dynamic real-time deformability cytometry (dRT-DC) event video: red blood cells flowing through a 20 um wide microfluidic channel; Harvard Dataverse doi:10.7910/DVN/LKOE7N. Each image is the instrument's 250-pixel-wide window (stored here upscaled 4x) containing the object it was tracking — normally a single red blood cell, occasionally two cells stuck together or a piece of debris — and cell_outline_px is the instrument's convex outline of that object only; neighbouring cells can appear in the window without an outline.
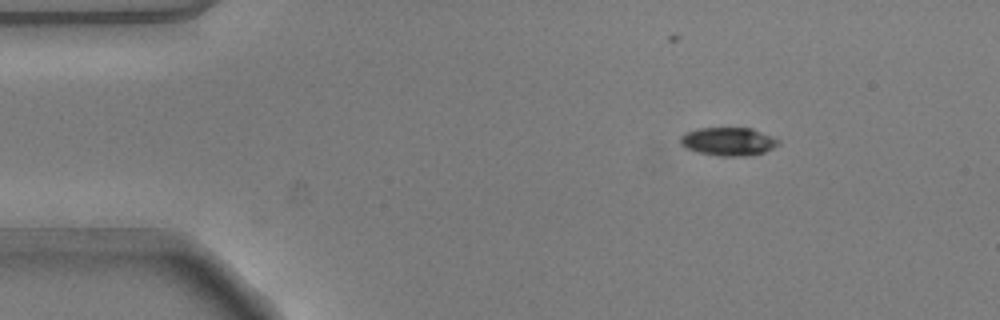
{"species": "common noctule bat (a hibernating species)", "species_latin": "Nyctalus noctula", "temperature_condition": "warm", "stored_images_in_passage": 38, "camera_frame_rate_fps": 3000, "um_per_image_px": 0.085, "animal": {"sex": "male", "body_mass_g": 20.5, "forearm_length_mm": 52.5}, "frame": {"image": 1, "passage_image": 1, "time_ms": 0.0, "image_size_px": [1000, 320], "cell_outline_px": [[780, 144], [764, 152], [752, 156], [720, 156], [700, 152], [684, 148], [680, 144], [680, 136], [688, 132], [700, 128], [752, 128], [780, 140]], "centroid_in_image_um": [61.92, 12.03], "position_along_channel_um": 23.1, "area_um2": 16.13}}
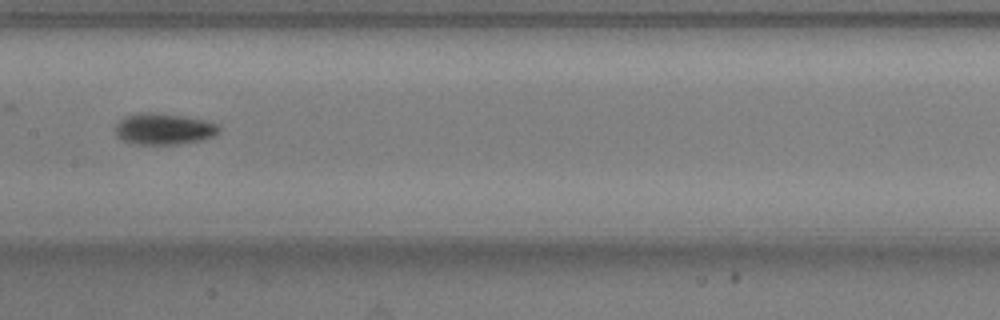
{"frame": {"image": 2, "passage_image": 20, "time_ms": 6.333, "image_size_px": [1000, 320], "cell_outline_px": [[220, 132], [216, 136], [204, 140], [180, 144], [132, 144], [120, 140], [116, 136], [116, 124], [124, 116], [148, 112], [156, 112], [184, 116], [204, 120], [220, 124]], "centroid_in_image_um": [13.96, 10.97], "position_along_channel_um": 193.4, "area_um2": 19.31}}
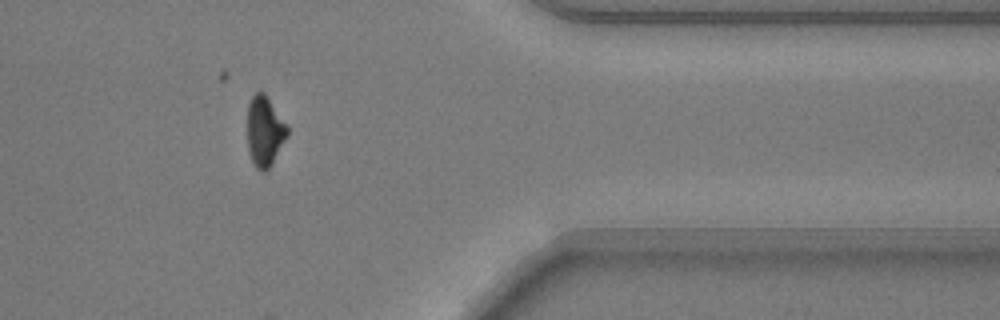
{"frame": {"image": 3, "passage_image": 37, "time_ms": 12.0, "image_size_px": [1000, 320], "cell_outline_px": [[288, 136], [272, 164], [264, 172], [260, 172], [252, 164], [248, 152], [248, 104], [252, 96], [256, 92], [264, 92], [288, 124]], "centroid_in_image_um": [22.51, 11.18], "position_along_channel_um": 388.9, "area_um2": 16.65}, "authors_computed_cell_mechanics": {"area_um2": 17.629, "velocity_mm_per_s": 3.8037, "shape_relaxation_time_tau1_ms": 2.4372, "shape_relaxation_time_tau2_ms": 8.2711, "deformation_change_tau1": 0.1181, "deformation_change_tau2": 0.1625}}